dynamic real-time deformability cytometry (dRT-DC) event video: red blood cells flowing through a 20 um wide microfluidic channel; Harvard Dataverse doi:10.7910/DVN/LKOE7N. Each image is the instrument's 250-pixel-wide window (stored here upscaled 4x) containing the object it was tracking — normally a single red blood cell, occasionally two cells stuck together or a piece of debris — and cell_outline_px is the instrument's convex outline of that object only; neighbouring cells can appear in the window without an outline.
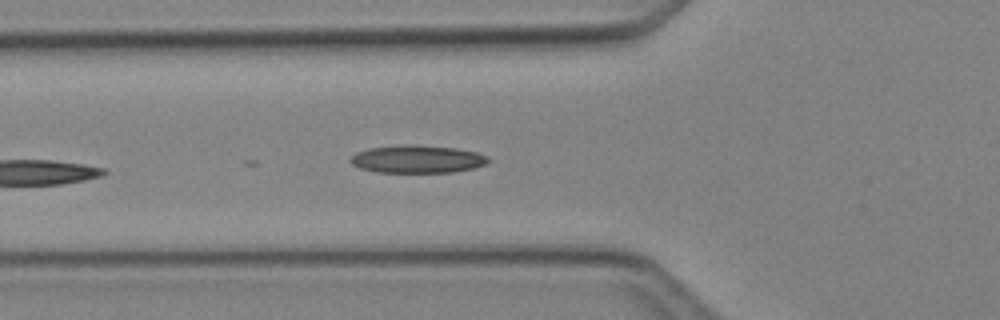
{"species": "Egyptian fruit bat (a non-hibernating species)", "species_latin": "Rousettus aegyptiacus", "temperature_condition": "cold", "stored_images_in_passage": 5, "camera_frame_rate_fps": 3000, "um_per_image_px": 0.085, "animal": {"sex": "female"}, "frame": {"image": 1, "passage_image": 5, "time_ms": 5.667, "image_size_px": [1000, 320], "cell_outline_px": [[492, 160], [484, 164], [472, 168], [452, 172], [376, 172], [360, 168], [352, 164], [348, 160], [356, 152], [368, 148], [400, 144], [416, 144], [456, 148], [476, 152], [488, 156]], "centroid_in_image_um": [35.45, 13.51], "position_along_channel_um": 90.4, "area_um2": 22.48}}